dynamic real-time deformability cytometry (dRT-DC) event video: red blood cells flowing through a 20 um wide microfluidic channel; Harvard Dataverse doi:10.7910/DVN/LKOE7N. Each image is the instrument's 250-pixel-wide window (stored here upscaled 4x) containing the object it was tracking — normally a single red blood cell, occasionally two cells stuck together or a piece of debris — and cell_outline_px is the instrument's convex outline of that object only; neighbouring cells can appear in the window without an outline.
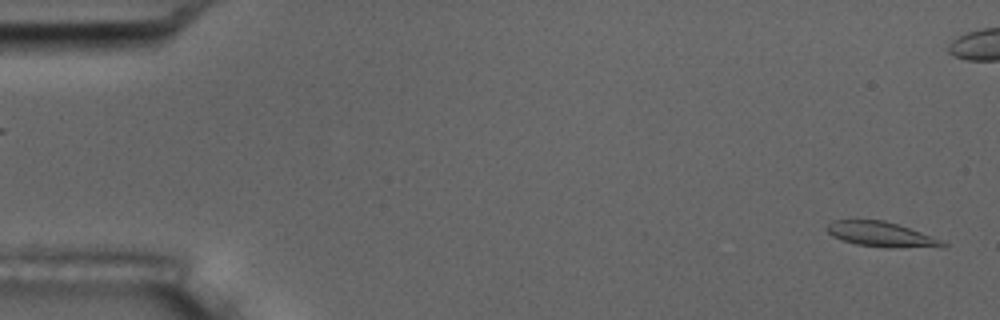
{"species": "common noctule bat (a hibernating species)", "species_latin": "Nyctalus noctula", "temperature_condition": "room temperature", "stored_images_in_passage": 2, "camera_frame_rate_fps": 3000, "um_per_image_px": 0.085, "animal": {"sex": "male", "body_mass_g": 17.5, "forearm_length_mm": 52.3}, "frame": {"image": 1, "passage_image": 2, "time_ms": 1.0, "image_size_px": [1000, 320], "cell_outline_px": [[948, 244], [944, 248], [884, 248], [856, 244], [832, 236], [824, 228], [832, 220], [884, 220], [944, 240]], "centroid_in_image_um": [74.97, 19.95], "position_along_channel_um": 10.0, "area_um2": 17.11}}